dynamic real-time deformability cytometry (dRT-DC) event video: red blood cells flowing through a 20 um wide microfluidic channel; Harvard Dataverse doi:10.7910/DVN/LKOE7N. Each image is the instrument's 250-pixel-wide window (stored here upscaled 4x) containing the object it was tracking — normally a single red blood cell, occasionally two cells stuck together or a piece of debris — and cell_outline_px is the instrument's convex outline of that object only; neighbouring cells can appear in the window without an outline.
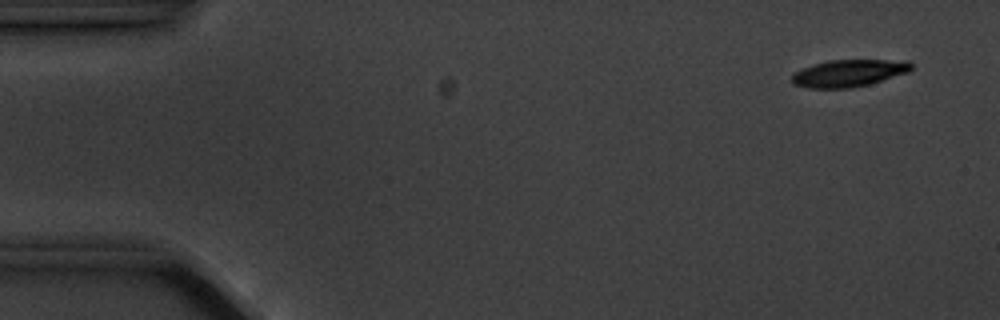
{"species": "common noctule bat (a hibernating species)", "species_latin": "Nyctalus noctula", "temperature_condition": "cold", "stored_images_in_passage": 10, "camera_frame_rate_fps": 3000, "um_per_image_px": 0.085, "animal": {"sex": "male", "body_mass_g": 20.1, "forearm_length_mm": 53.5}, "frame": {"image": 1, "passage_image": 1, "time_ms": 0.0, "image_size_px": [1000, 320], "cell_outline_px": [[912, 68], [908, 72], [868, 84], [852, 88], [808, 88], [792, 84], [792, 72], [812, 64], [828, 60], [908, 60], [912, 64]], "centroid_in_image_um": [72.1, 6.21], "position_along_channel_um": 12.9, "area_um2": 18.96}}